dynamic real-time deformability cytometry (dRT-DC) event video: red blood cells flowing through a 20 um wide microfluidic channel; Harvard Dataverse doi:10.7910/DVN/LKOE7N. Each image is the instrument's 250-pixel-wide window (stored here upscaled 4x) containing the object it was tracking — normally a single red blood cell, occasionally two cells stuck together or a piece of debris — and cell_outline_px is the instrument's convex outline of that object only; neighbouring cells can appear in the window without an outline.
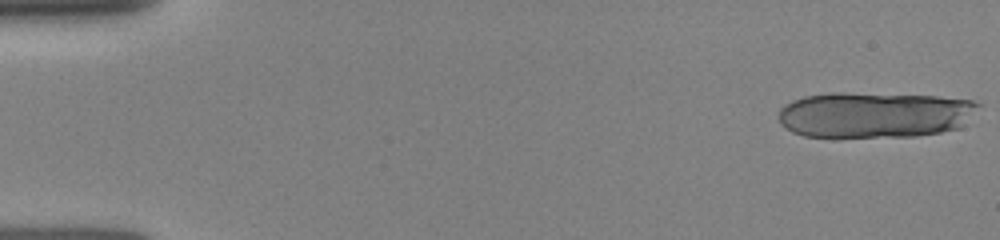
{"species": "human", "species_latin": "Homo sapiens", "temperature_condition": "room temperature", "stored_images_in_passage": 11, "camera_frame_rate_fps": 3000, "um_per_image_px": 0.085, "donor": {"sex": "female"}, "frame": {"image": 1, "passage_image": 1, "time_ms": 0.0, "image_size_px": [1000, 240], "cell_outline_px": [[984, 104], [960, 128], [940, 132], [916, 136], [832, 140], [804, 136], [792, 132], [780, 124], [780, 108], [784, 104], [792, 100], [804, 96], [832, 92], [844, 92], [936, 96], [972, 100]], "centroid_in_image_um": [74.31, 9.79], "position_along_channel_um": 10.7, "area_um2": 55.26}}